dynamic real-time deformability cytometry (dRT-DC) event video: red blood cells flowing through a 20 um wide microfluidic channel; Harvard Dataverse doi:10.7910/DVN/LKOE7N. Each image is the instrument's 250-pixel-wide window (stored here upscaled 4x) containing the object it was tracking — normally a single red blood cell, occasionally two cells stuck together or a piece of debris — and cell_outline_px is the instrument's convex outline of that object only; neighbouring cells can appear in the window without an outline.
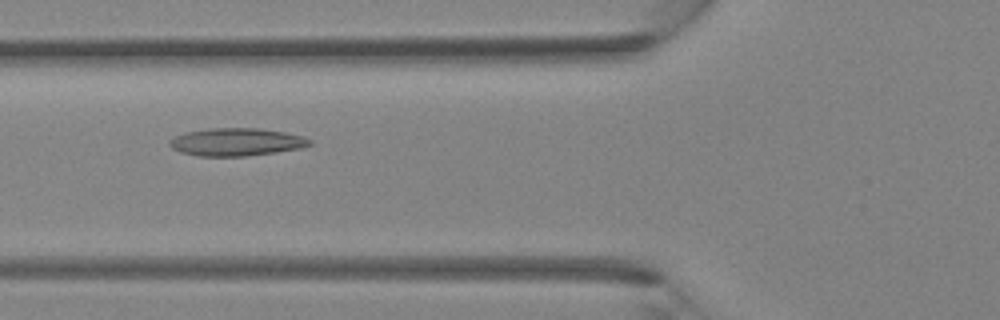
{"species": "Egyptian fruit bat (a non-hibernating species)", "species_latin": "Rousettus aegyptiacus", "temperature_condition": "room temperature", "stored_images_in_passage": 32, "camera_frame_rate_fps": 3000, "um_per_image_px": 0.085, "animal": {"sex": "female"}, "frame": {"image": 1, "passage_image": 7, "time_ms": 2.0, "image_size_px": [1000, 320], "cell_outline_px": [[312, 144], [300, 148], [276, 152], [244, 156], [196, 156], [180, 152], [172, 148], [168, 144], [168, 140], [184, 132], [208, 128], [260, 128], [284, 132], [304, 136], [312, 140]], "centroid_in_image_um": [20.07, 12.06], "position_along_channel_um": 105.7, "area_um2": 22.83}}
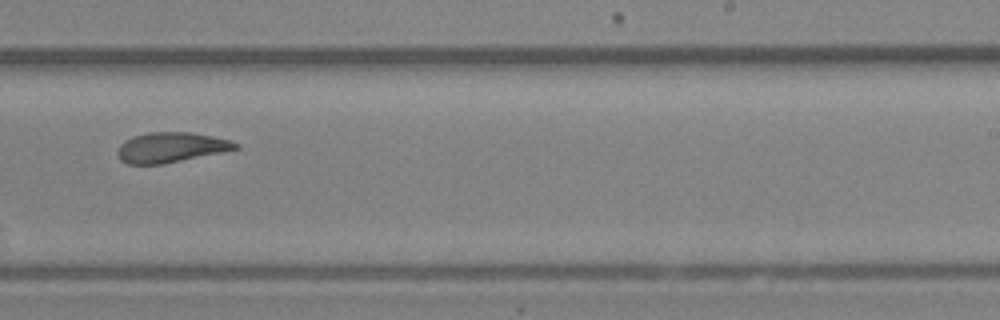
{"frame": {"image": 2, "passage_image": 17, "time_ms": 5.333, "image_size_px": [1000, 320], "cell_outline_px": [[240, 148], [160, 164], [128, 164], [120, 160], [116, 152], [120, 144], [124, 140], [132, 136], [148, 132], [192, 132], [232, 140], [240, 144]], "centroid_in_image_um": [14.5, 12.51], "position_along_channel_um": 274.5, "area_um2": 20.63}}
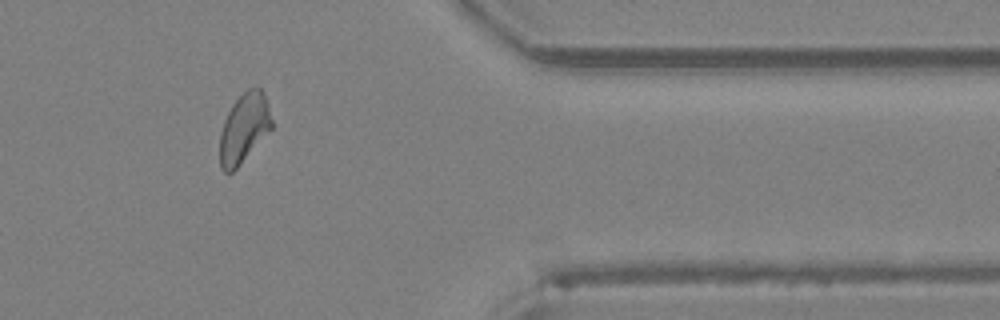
{"frame": {"image": 3, "passage_image": 25, "time_ms": 8.0, "image_size_px": [1000, 320], "cell_outline_px": [[272, 128], [240, 164], [232, 172], [224, 172], [220, 168], [220, 132], [224, 120], [232, 104], [248, 88], [260, 88], [268, 104], [272, 120]], "centroid_in_image_um": [20.73, 10.9], "position_along_channel_um": 390.7, "area_um2": 20.69}}